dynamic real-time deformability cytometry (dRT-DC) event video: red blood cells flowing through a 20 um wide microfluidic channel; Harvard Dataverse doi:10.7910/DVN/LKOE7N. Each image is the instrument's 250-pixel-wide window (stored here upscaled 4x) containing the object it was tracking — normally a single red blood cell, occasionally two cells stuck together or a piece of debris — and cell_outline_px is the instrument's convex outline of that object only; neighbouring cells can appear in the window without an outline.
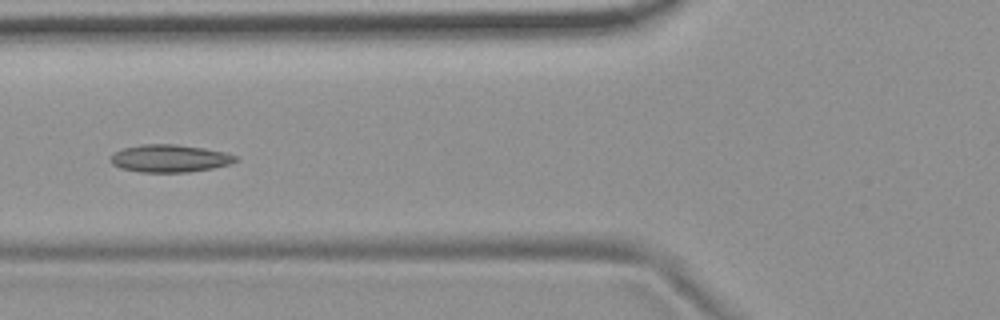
{"species": "common noctule bat (a hibernating species)", "species_latin": "Nyctalus noctula", "temperature_condition": "room temperature", "stored_images_in_passage": 8, "camera_frame_rate_fps": 3000, "um_per_image_px": 0.085, "animal": {"sex": "female", "body_mass_g": 19.9}, "frame": {"image": 1, "passage_image": 6, "time_ms": 5.667, "image_size_px": [1000, 320], "cell_outline_px": [[240, 160], [232, 164], [212, 168], [188, 172], [140, 172], [120, 168], [112, 164], [108, 160], [112, 152], [124, 148], [140, 144], [176, 144], [204, 148], [224, 152], [236, 156]], "centroid_in_image_um": [14.4, 13.46], "position_along_channel_um": 111.4, "area_um2": 20.35}}
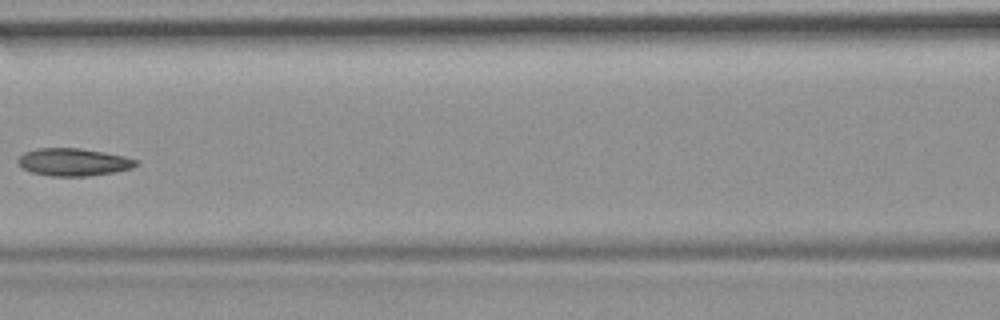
{"frame": {"image": 2, "passage_image": 7, "time_ms": 7.0, "image_size_px": [1000, 320], "cell_outline_px": [[140, 164], [132, 168], [116, 172], [88, 176], [52, 176], [32, 172], [24, 168], [16, 160], [24, 152], [36, 148], [80, 148], [104, 152], [124, 156], [140, 160]], "centroid_in_image_um": [6.3, 13.77], "position_along_channel_um": 160.3, "area_um2": 19.07}}